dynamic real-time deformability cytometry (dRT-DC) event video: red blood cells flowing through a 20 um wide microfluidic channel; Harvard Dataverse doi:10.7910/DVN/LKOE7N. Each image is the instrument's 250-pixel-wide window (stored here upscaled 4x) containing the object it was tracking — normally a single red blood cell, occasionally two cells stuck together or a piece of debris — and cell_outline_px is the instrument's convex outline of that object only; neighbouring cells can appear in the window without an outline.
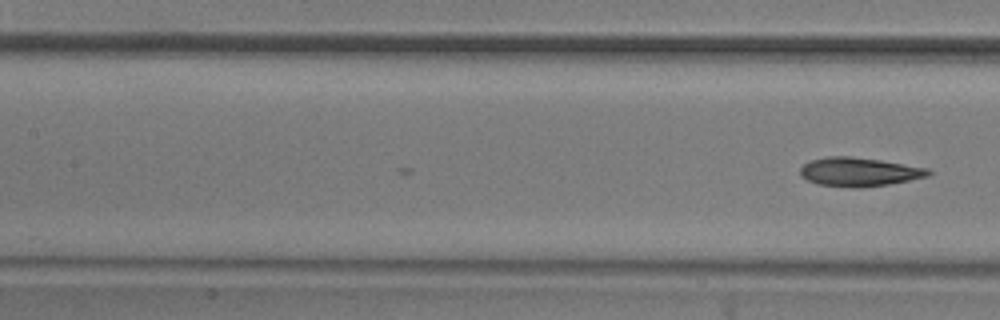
{"species": "common noctule bat (a hibernating species)", "species_latin": "Nyctalus noctula", "temperature_condition": "room temperature", "stored_images_in_passage": 15, "camera_frame_rate_fps": 3000, "um_per_image_px": 0.085, "animal": {"sex": "male", "body_mass_g": 20.5, "forearm_length_mm": 52.5}, "frame": {"image": 1, "passage_image": 15, "time_ms": 4.667, "image_size_px": [1000, 320], "cell_outline_px": [[932, 172], [928, 176], [888, 184], [860, 188], [852, 188], [820, 184], [808, 180], [800, 176], [800, 168], [804, 164], [812, 160], [828, 156], [852, 156], [880, 160], [928, 168]], "centroid_in_image_um": [73.01, 14.61], "position_along_channel_um": 134.4, "area_um2": 21.39}}